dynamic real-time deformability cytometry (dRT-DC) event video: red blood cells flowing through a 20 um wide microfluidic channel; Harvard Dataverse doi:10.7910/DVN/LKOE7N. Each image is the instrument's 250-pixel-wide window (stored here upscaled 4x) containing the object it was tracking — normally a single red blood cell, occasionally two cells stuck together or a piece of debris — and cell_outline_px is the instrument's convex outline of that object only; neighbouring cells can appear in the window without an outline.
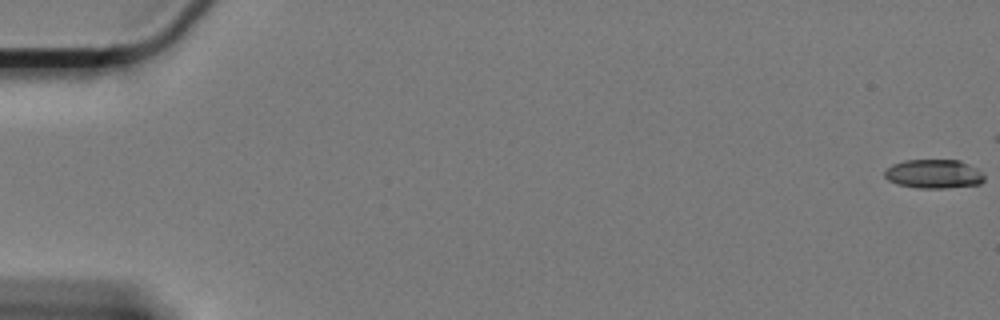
{"species": "Egyptian fruit bat (a non-hibernating species)", "species_latin": "Rousettus aegyptiacus", "temperature_condition": "cold", "stored_images_in_passage": 10, "camera_frame_rate_fps": 3000, "um_per_image_px": 0.085, "animal": {"sex": "female"}, "frame": {"image": 1, "passage_image": 1, "time_ms": 0.0, "image_size_px": [1000, 320], "cell_outline_px": [[984, 180], [980, 184], [944, 188], [920, 188], [896, 184], [888, 180], [884, 176], [884, 168], [892, 164], [904, 160], [960, 160], [984, 172]], "centroid_in_image_um": [79.35, 14.78], "position_along_channel_um": 5.7, "area_um2": 16.99}}